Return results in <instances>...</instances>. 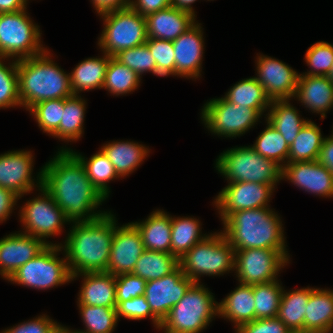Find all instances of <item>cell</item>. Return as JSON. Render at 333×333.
I'll return each instance as SVG.
<instances>
[{
	"mask_svg": "<svg viewBox=\"0 0 333 333\" xmlns=\"http://www.w3.org/2000/svg\"><path fill=\"white\" fill-rule=\"evenodd\" d=\"M104 21L98 46L109 56L147 42L146 18L131 7L100 14Z\"/></svg>",
	"mask_w": 333,
	"mask_h": 333,
	"instance_id": "cell-9",
	"label": "cell"
},
{
	"mask_svg": "<svg viewBox=\"0 0 333 333\" xmlns=\"http://www.w3.org/2000/svg\"><path fill=\"white\" fill-rule=\"evenodd\" d=\"M43 53L17 60L19 98L21 106L29 110L36 103L73 96L70 76Z\"/></svg>",
	"mask_w": 333,
	"mask_h": 333,
	"instance_id": "cell-4",
	"label": "cell"
},
{
	"mask_svg": "<svg viewBox=\"0 0 333 333\" xmlns=\"http://www.w3.org/2000/svg\"><path fill=\"white\" fill-rule=\"evenodd\" d=\"M61 324L42 314L27 322L7 328L1 333H60Z\"/></svg>",
	"mask_w": 333,
	"mask_h": 333,
	"instance_id": "cell-49",
	"label": "cell"
},
{
	"mask_svg": "<svg viewBox=\"0 0 333 333\" xmlns=\"http://www.w3.org/2000/svg\"><path fill=\"white\" fill-rule=\"evenodd\" d=\"M48 246L42 239L23 232L0 239V275L8 280L15 271Z\"/></svg>",
	"mask_w": 333,
	"mask_h": 333,
	"instance_id": "cell-19",
	"label": "cell"
},
{
	"mask_svg": "<svg viewBox=\"0 0 333 333\" xmlns=\"http://www.w3.org/2000/svg\"><path fill=\"white\" fill-rule=\"evenodd\" d=\"M289 333H318V332L307 331V330H294V331H289Z\"/></svg>",
	"mask_w": 333,
	"mask_h": 333,
	"instance_id": "cell-58",
	"label": "cell"
},
{
	"mask_svg": "<svg viewBox=\"0 0 333 333\" xmlns=\"http://www.w3.org/2000/svg\"><path fill=\"white\" fill-rule=\"evenodd\" d=\"M61 244L48 245L40 254L31 259L8 279L22 286L47 290L71 281L66 258L58 257Z\"/></svg>",
	"mask_w": 333,
	"mask_h": 333,
	"instance_id": "cell-10",
	"label": "cell"
},
{
	"mask_svg": "<svg viewBox=\"0 0 333 333\" xmlns=\"http://www.w3.org/2000/svg\"><path fill=\"white\" fill-rule=\"evenodd\" d=\"M86 101L80 95L64 98V111L59 127L51 134L62 141H78L84 133Z\"/></svg>",
	"mask_w": 333,
	"mask_h": 333,
	"instance_id": "cell-32",
	"label": "cell"
},
{
	"mask_svg": "<svg viewBox=\"0 0 333 333\" xmlns=\"http://www.w3.org/2000/svg\"><path fill=\"white\" fill-rule=\"evenodd\" d=\"M283 179L317 196L333 197V174L317 160L285 164Z\"/></svg>",
	"mask_w": 333,
	"mask_h": 333,
	"instance_id": "cell-20",
	"label": "cell"
},
{
	"mask_svg": "<svg viewBox=\"0 0 333 333\" xmlns=\"http://www.w3.org/2000/svg\"><path fill=\"white\" fill-rule=\"evenodd\" d=\"M42 186L72 222L91 221L106 197L90 181L83 164L71 151H58L42 168ZM96 209V211H95Z\"/></svg>",
	"mask_w": 333,
	"mask_h": 333,
	"instance_id": "cell-1",
	"label": "cell"
},
{
	"mask_svg": "<svg viewBox=\"0 0 333 333\" xmlns=\"http://www.w3.org/2000/svg\"><path fill=\"white\" fill-rule=\"evenodd\" d=\"M323 140L321 129L310 119L291 144L288 163L318 160Z\"/></svg>",
	"mask_w": 333,
	"mask_h": 333,
	"instance_id": "cell-35",
	"label": "cell"
},
{
	"mask_svg": "<svg viewBox=\"0 0 333 333\" xmlns=\"http://www.w3.org/2000/svg\"><path fill=\"white\" fill-rule=\"evenodd\" d=\"M197 0H171V6L196 16L192 4Z\"/></svg>",
	"mask_w": 333,
	"mask_h": 333,
	"instance_id": "cell-56",
	"label": "cell"
},
{
	"mask_svg": "<svg viewBox=\"0 0 333 333\" xmlns=\"http://www.w3.org/2000/svg\"><path fill=\"white\" fill-rule=\"evenodd\" d=\"M200 221L192 217L171 216V254L180 259L209 234H201Z\"/></svg>",
	"mask_w": 333,
	"mask_h": 333,
	"instance_id": "cell-33",
	"label": "cell"
},
{
	"mask_svg": "<svg viewBox=\"0 0 333 333\" xmlns=\"http://www.w3.org/2000/svg\"><path fill=\"white\" fill-rule=\"evenodd\" d=\"M5 59L6 58L0 57V109L15 106L21 107L17 60L12 59V62L7 66L4 64Z\"/></svg>",
	"mask_w": 333,
	"mask_h": 333,
	"instance_id": "cell-42",
	"label": "cell"
},
{
	"mask_svg": "<svg viewBox=\"0 0 333 333\" xmlns=\"http://www.w3.org/2000/svg\"><path fill=\"white\" fill-rule=\"evenodd\" d=\"M171 6V0H131L130 7L140 15H147Z\"/></svg>",
	"mask_w": 333,
	"mask_h": 333,
	"instance_id": "cell-51",
	"label": "cell"
},
{
	"mask_svg": "<svg viewBox=\"0 0 333 333\" xmlns=\"http://www.w3.org/2000/svg\"><path fill=\"white\" fill-rule=\"evenodd\" d=\"M215 167L228 183L255 182L275 187L282 180V167L250 145L227 149L218 156Z\"/></svg>",
	"mask_w": 333,
	"mask_h": 333,
	"instance_id": "cell-6",
	"label": "cell"
},
{
	"mask_svg": "<svg viewBox=\"0 0 333 333\" xmlns=\"http://www.w3.org/2000/svg\"><path fill=\"white\" fill-rule=\"evenodd\" d=\"M147 37L173 41L192 27L196 16L175 7L151 13L146 17Z\"/></svg>",
	"mask_w": 333,
	"mask_h": 333,
	"instance_id": "cell-22",
	"label": "cell"
},
{
	"mask_svg": "<svg viewBox=\"0 0 333 333\" xmlns=\"http://www.w3.org/2000/svg\"><path fill=\"white\" fill-rule=\"evenodd\" d=\"M60 333H78L77 330L69 329L68 327L61 326Z\"/></svg>",
	"mask_w": 333,
	"mask_h": 333,
	"instance_id": "cell-57",
	"label": "cell"
},
{
	"mask_svg": "<svg viewBox=\"0 0 333 333\" xmlns=\"http://www.w3.org/2000/svg\"><path fill=\"white\" fill-rule=\"evenodd\" d=\"M305 61L310 70L302 75L327 76L333 65V45L325 41L314 43L307 49Z\"/></svg>",
	"mask_w": 333,
	"mask_h": 333,
	"instance_id": "cell-45",
	"label": "cell"
},
{
	"mask_svg": "<svg viewBox=\"0 0 333 333\" xmlns=\"http://www.w3.org/2000/svg\"><path fill=\"white\" fill-rule=\"evenodd\" d=\"M102 57L87 58L69 73L71 90L74 95L82 91L103 88L109 55L102 53Z\"/></svg>",
	"mask_w": 333,
	"mask_h": 333,
	"instance_id": "cell-29",
	"label": "cell"
},
{
	"mask_svg": "<svg viewBox=\"0 0 333 333\" xmlns=\"http://www.w3.org/2000/svg\"><path fill=\"white\" fill-rule=\"evenodd\" d=\"M327 77L330 79V81L333 83V65H332V68L329 72V74L327 75Z\"/></svg>",
	"mask_w": 333,
	"mask_h": 333,
	"instance_id": "cell-59",
	"label": "cell"
},
{
	"mask_svg": "<svg viewBox=\"0 0 333 333\" xmlns=\"http://www.w3.org/2000/svg\"><path fill=\"white\" fill-rule=\"evenodd\" d=\"M201 111L205 127L212 134L225 138L245 134L262 117L256 109L232 104L224 97L206 102Z\"/></svg>",
	"mask_w": 333,
	"mask_h": 333,
	"instance_id": "cell-11",
	"label": "cell"
},
{
	"mask_svg": "<svg viewBox=\"0 0 333 333\" xmlns=\"http://www.w3.org/2000/svg\"><path fill=\"white\" fill-rule=\"evenodd\" d=\"M141 78L129 67L109 56L103 88L116 96L126 95L139 87Z\"/></svg>",
	"mask_w": 333,
	"mask_h": 333,
	"instance_id": "cell-38",
	"label": "cell"
},
{
	"mask_svg": "<svg viewBox=\"0 0 333 333\" xmlns=\"http://www.w3.org/2000/svg\"><path fill=\"white\" fill-rule=\"evenodd\" d=\"M314 288H300L286 292L283 289L277 317L290 331L304 330L306 306Z\"/></svg>",
	"mask_w": 333,
	"mask_h": 333,
	"instance_id": "cell-31",
	"label": "cell"
},
{
	"mask_svg": "<svg viewBox=\"0 0 333 333\" xmlns=\"http://www.w3.org/2000/svg\"><path fill=\"white\" fill-rule=\"evenodd\" d=\"M100 149L113 164L120 178L134 172L150 153L149 148L134 141H112Z\"/></svg>",
	"mask_w": 333,
	"mask_h": 333,
	"instance_id": "cell-27",
	"label": "cell"
},
{
	"mask_svg": "<svg viewBox=\"0 0 333 333\" xmlns=\"http://www.w3.org/2000/svg\"><path fill=\"white\" fill-rule=\"evenodd\" d=\"M256 59L255 78L270 100L293 99L298 84V72L286 63L267 55H258Z\"/></svg>",
	"mask_w": 333,
	"mask_h": 333,
	"instance_id": "cell-17",
	"label": "cell"
},
{
	"mask_svg": "<svg viewBox=\"0 0 333 333\" xmlns=\"http://www.w3.org/2000/svg\"><path fill=\"white\" fill-rule=\"evenodd\" d=\"M178 266V259L172 254L145 250L136 262L132 274L151 281L169 275Z\"/></svg>",
	"mask_w": 333,
	"mask_h": 333,
	"instance_id": "cell-37",
	"label": "cell"
},
{
	"mask_svg": "<svg viewBox=\"0 0 333 333\" xmlns=\"http://www.w3.org/2000/svg\"><path fill=\"white\" fill-rule=\"evenodd\" d=\"M18 200L19 197L14 192L0 187V223L9 218Z\"/></svg>",
	"mask_w": 333,
	"mask_h": 333,
	"instance_id": "cell-52",
	"label": "cell"
},
{
	"mask_svg": "<svg viewBox=\"0 0 333 333\" xmlns=\"http://www.w3.org/2000/svg\"><path fill=\"white\" fill-rule=\"evenodd\" d=\"M294 99L302 103L312 113L326 117L333 107V83L327 76H308L299 74Z\"/></svg>",
	"mask_w": 333,
	"mask_h": 333,
	"instance_id": "cell-24",
	"label": "cell"
},
{
	"mask_svg": "<svg viewBox=\"0 0 333 333\" xmlns=\"http://www.w3.org/2000/svg\"><path fill=\"white\" fill-rule=\"evenodd\" d=\"M115 309L118 320H120V317H124L127 319L139 321L150 316L154 327L157 329L160 328L161 321L152 313L144 295L131 298L130 300L124 302H116Z\"/></svg>",
	"mask_w": 333,
	"mask_h": 333,
	"instance_id": "cell-47",
	"label": "cell"
},
{
	"mask_svg": "<svg viewBox=\"0 0 333 333\" xmlns=\"http://www.w3.org/2000/svg\"><path fill=\"white\" fill-rule=\"evenodd\" d=\"M60 151H71L83 164L90 181L99 189V191L108 198L109 187L108 184L111 180L120 178L115 171L113 164L109 161L108 157L103 153L101 149L89 160L85 159L80 153L68 148H61Z\"/></svg>",
	"mask_w": 333,
	"mask_h": 333,
	"instance_id": "cell-36",
	"label": "cell"
},
{
	"mask_svg": "<svg viewBox=\"0 0 333 333\" xmlns=\"http://www.w3.org/2000/svg\"><path fill=\"white\" fill-rule=\"evenodd\" d=\"M84 276L78 294V305L116 308L115 276L108 272H85L71 277V281Z\"/></svg>",
	"mask_w": 333,
	"mask_h": 333,
	"instance_id": "cell-23",
	"label": "cell"
},
{
	"mask_svg": "<svg viewBox=\"0 0 333 333\" xmlns=\"http://www.w3.org/2000/svg\"><path fill=\"white\" fill-rule=\"evenodd\" d=\"M304 330L318 333L333 331V290L314 288L306 306Z\"/></svg>",
	"mask_w": 333,
	"mask_h": 333,
	"instance_id": "cell-28",
	"label": "cell"
},
{
	"mask_svg": "<svg viewBox=\"0 0 333 333\" xmlns=\"http://www.w3.org/2000/svg\"><path fill=\"white\" fill-rule=\"evenodd\" d=\"M145 44L155 59L157 76H175V52L172 41L148 38Z\"/></svg>",
	"mask_w": 333,
	"mask_h": 333,
	"instance_id": "cell-46",
	"label": "cell"
},
{
	"mask_svg": "<svg viewBox=\"0 0 333 333\" xmlns=\"http://www.w3.org/2000/svg\"><path fill=\"white\" fill-rule=\"evenodd\" d=\"M224 98L232 104L256 109L261 115L268 111L271 100L255 77L242 79L231 86Z\"/></svg>",
	"mask_w": 333,
	"mask_h": 333,
	"instance_id": "cell-34",
	"label": "cell"
},
{
	"mask_svg": "<svg viewBox=\"0 0 333 333\" xmlns=\"http://www.w3.org/2000/svg\"><path fill=\"white\" fill-rule=\"evenodd\" d=\"M113 234L107 272L114 276L132 273L136 262L145 251L140 232L132 224L116 226Z\"/></svg>",
	"mask_w": 333,
	"mask_h": 333,
	"instance_id": "cell-18",
	"label": "cell"
},
{
	"mask_svg": "<svg viewBox=\"0 0 333 333\" xmlns=\"http://www.w3.org/2000/svg\"><path fill=\"white\" fill-rule=\"evenodd\" d=\"M274 189L273 185L255 182L228 183L215 198V208L223 222L236 211L270 207Z\"/></svg>",
	"mask_w": 333,
	"mask_h": 333,
	"instance_id": "cell-14",
	"label": "cell"
},
{
	"mask_svg": "<svg viewBox=\"0 0 333 333\" xmlns=\"http://www.w3.org/2000/svg\"><path fill=\"white\" fill-rule=\"evenodd\" d=\"M35 118L39 128L48 135H51L62 120L64 111V99L46 100L36 103L29 110Z\"/></svg>",
	"mask_w": 333,
	"mask_h": 333,
	"instance_id": "cell-43",
	"label": "cell"
},
{
	"mask_svg": "<svg viewBox=\"0 0 333 333\" xmlns=\"http://www.w3.org/2000/svg\"><path fill=\"white\" fill-rule=\"evenodd\" d=\"M218 316L234 323L235 330L255 320L253 285L239 283L220 303Z\"/></svg>",
	"mask_w": 333,
	"mask_h": 333,
	"instance_id": "cell-25",
	"label": "cell"
},
{
	"mask_svg": "<svg viewBox=\"0 0 333 333\" xmlns=\"http://www.w3.org/2000/svg\"><path fill=\"white\" fill-rule=\"evenodd\" d=\"M194 283L178 266L169 275L146 281L144 296L152 313L162 322Z\"/></svg>",
	"mask_w": 333,
	"mask_h": 333,
	"instance_id": "cell-16",
	"label": "cell"
},
{
	"mask_svg": "<svg viewBox=\"0 0 333 333\" xmlns=\"http://www.w3.org/2000/svg\"><path fill=\"white\" fill-rule=\"evenodd\" d=\"M39 26L26 9L0 14V57L20 60L43 53Z\"/></svg>",
	"mask_w": 333,
	"mask_h": 333,
	"instance_id": "cell-8",
	"label": "cell"
},
{
	"mask_svg": "<svg viewBox=\"0 0 333 333\" xmlns=\"http://www.w3.org/2000/svg\"><path fill=\"white\" fill-rule=\"evenodd\" d=\"M98 15L130 7L131 0H91Z\"/></svg>",
	"mask_w": 333,
	"mask_h": 333,
	"instance_id": "cell-53",
	"label": "cell"
},
{
	"mask_svg": "<svg viewBox=\"0 0 333 333\" xmlns=\"http://www.w3.org/2000/svg\"><path fill=\"white\" fill-rule=\"evenodd\" d=\"M28 0H0V14L27 9Z\"/></svg>",
	"mask_w": 333,
	"mask_h": 333,
	"instance_id": "cell-55",
	"label": "cell"
},
{
	"mask_svg": "<svg viewBox=\"0 0 333 333\" xmlns=\"http://www.w3.org/2000/svg\"><path fill=\"white\" fill-rule=\"evenodd\" d=\"M281 285L279 280L253 284L255 319L277 317L281 295L284 289Z\"/></svg>",
	"mask_w": 333,
	"mask_h": 333,
	"instance_id": "cell-40",
	"label": "cell"
},
{
	"mask_svg": "<svg viewBox=\"0 0 333 333\" xmlns=\"http://www.w3.org/2000/svg\"><path fill=\"white\" fill-rule=\"evenodd\" d=\"M289 331L278 317L255 319L235 330L236 333H289Z\"/></svg>",
	"mask_w": 333,
	"mask_h": 333,
	"instance_id": "cell-50",
	"label": "cell"
},
{
	"mask_svg": "<svg viewBox=\"0 0 333 333\" xmlns=\"http://www.w3.org/2000/svg\"><path fill=\"white\" fill-rule=\"evenodd\" d=\"M195 23L172 41L175 52V76L199 78L204 51L203 29Z\"/></svg>",
	"mask_w": 333,
	"mask_h": 333,
	"instance_id": "cell-21",
	"label": "cell"
},
{
	"mask_svg": "<svg viewBox=\"0 0 333 333\" xmlns=\"http://www.w3.org/2000/svg\"><path fill=\"white\" fill-rule=\"evenodd\" d=\"M266 128L251 147L262 157L271 159L283 167L288 163L290 146L284 137L266 120Z\"/></svg>",
	"mask_w": 333,
	"mask_h": 333,
	"instance_id": "cell-39",
	"label": "cell"
},
{
	"mask_svg": "<svg viewBox=\"0 0 333 333\" xmlns=\"http://www.w3.org/2000/svg\"><path fill=\"white\" fill-rule=\"evenodd\" d=\"M113 57L136 72L140 77L144 72H151L157 76L155 59L146 44L121 50Z\"/></svg>",
	"mask_w": 333,
	"mask_h": 333,
	"instance_id": "cell-44",
	"label": "cell"
},
{
	"mask_svg": "<svg viewBox=\"0 0 333 333\" xmlns=\"http://www.w3.org/2000/svg\"><path fill=\"white\" fill-rule=\"evenodd\" d=\"M333 174V137H325L317 160Z\"/></svg>",
	"mask_w": 333,
	"mask_h": 333,
	"instance_id": "cell-54",
	"label": "cell"
},
{
	"mask_svg": "<svg viewBox=\"0 0 333 333\" xmlns=\"http://www.w3.org/2000/svg\"><path fill=\"white\" fill-rule=\"evenodd\" d=\"M289 261L274 249L235 251L234 271L242 284H260L278 280V274Z\"/></svg>",
	"mask_w": 333,
	"mask_h": 333,
	"instance_id": "cell-13",
	"label": "cell"
},
{
	"mask_svg": "<svg viewBox=\"0 0 333 333\" xmlns=\"http://www.w3.org/2000/svg\"><path fill=\"white\" fill-rule=\"evenodd\" d=\"M61 248L71 277L85 272H107L115 216L111 211L91 221L73 222Z\"/></svg>",
	"mask_w": 333,
	"mask_h": 333,
	"instance_id": "cell-2",
	"label": "cell"
},
{
	"mask_svg": "<svg viewBox=\"0 0 333 333\" xmlns=\"http://www.w3.org/2000/svg\"><path fill=\"white\" fill-rule=\"evenodd\" d=\"M140 232L145 250L171 254V215L161 209L142 222H131Z\"/></svg>",
	"mask_w": 333,
	"mask_h": 333,
	"instance_id": "cell-26",
	"label": "cell"
},
{
	"mask_svg": "<svg viewBox=\"0 0 333 333\" xmlns=\"http://www.w3.org/2000/svg\"><path fill=\"white\" fill-rule=\"evenodd\" d=\"M266 120L284 137L289 146L297 137L301 128L309 121L300 117L298 110L289 99L272 100Z\"/></svg>",
	"mask_w": 333,
	"mask_h": 333,
	"instance_id": "cell-30",
	"label": "cell"
},
{
	"mask_svg": "<svg viewBox=\"0 0 333 333\" xmlns=\"http://www.w3.org/2000/svg\"><path fill=\"white\" fill-rule=\"evenodd\" d=\"M116 302H124L131 298L143 296L146 281L132 273L115 276Z\"/></svg>",
	"mask_w": 333,
	"mask_h": 333,
	"instance_id": "cell-48",
	"label": "cell"
},
{
	"mask_svg": "<svg viewBox=\"0 0 333 333\" xmlns=\"http://www.w3.org/2000/svg\"><path fill=\"white\" fill-rule=\"evenodd\" d=\"M205 285L194 283L162 320L164 333H199L218 316V302Z\"/></svg>",
	"mask_w": 333,
	"mask_h": 333,
	"instance_id": "cell-5",
	"label": "cell"
},
{
	"mask_svg": "<svg viewBox=\"0 0 333 333\" xmlns=\"http://www.w3.org/2000/svg\"><path fill=\"white\" fill-rule=\"evenodd\" d=\"M222 223V233L234 251L274 249L289 261L282 221L269 207L236 211Z\"/></svg>",
	"mask_w": 333,
	"mask_h": 333,
	"instance_id": "cell-3",
	"label": "cell"
},
{
	"mask_svg": "<svg viewBox=\"0 0 333 333\" xmlns=\"http://www.w3.org/2000/svg\"><path fill=\"white\" fill-rule=\"evenodd\" d=\"M38 190L41 195L28 200L19 210L20 222L25 229L22 232L40 238L48 245H54L46 238L61 234L63 224L70 223V221L43 186Z\"/></svg>",
	"mask_w": 333,
	"mask_h": 333,
	"instance_id": "cell-12",
	"label": "cell"
},
{
	"mask_svg": "<svg viewBox=\"0 0 333 333\" xmlns=\"http://www.w3.org/2000/svg\"><path fill=\"white\" fill-rule=\"evenodd\" d=\"M32 152L27 150H14L0 155V187L11 190L19 199L30 193L34 187H42V168L35 178L32 176Z\"/></svg>",
	"mask_w": 333,
	"mask_h": 333,
	"instance_id": "cell-15",
	"label": "cell"
},
{
	"mask_svg": "<svg viewBox=\"0 0 333 333\" xmlns=\"http://www.w3.org/2000/svg\"><path fill=\"white\" fill-rule=\"evenodd\" d=\"M84 330H77L81 333H112L117 327L118 317L115 308L78 305Z\"/></svg>",
	"mask_w": 333,
	"mask_h": 333,
	"instance_id": "cell-41",
	"label": "cell"
},
{
	"mask_svg": "<svg viewBox=\"0 0 333 333\" xmlns=\"http://www.w3.org/2000/svg\"><path fill=\"white\" fill-rule=\"evenodd\" d=\"M179 267L195 283L203 275L220 276L234 271L235 251L224 234L215 232L197 243L180 259Z\"/></svg>",
	"mask_w": 333,
	"mask_h": 333,
	"instance_id": "cell-7",
	"label": "cell"
}]
</instances>
